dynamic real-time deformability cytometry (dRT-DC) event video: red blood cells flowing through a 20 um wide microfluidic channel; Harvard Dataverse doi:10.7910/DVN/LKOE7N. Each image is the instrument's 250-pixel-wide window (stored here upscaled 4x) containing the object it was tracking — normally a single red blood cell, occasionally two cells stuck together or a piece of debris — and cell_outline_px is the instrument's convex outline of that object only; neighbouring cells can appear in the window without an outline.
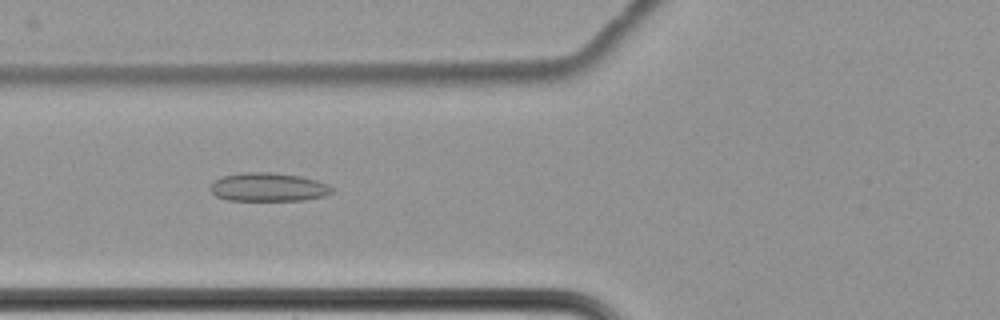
{"species": "common noctule bat (a hibernating species)", "species_latin": "Nyctalus noctula", "temperature_condition": "cold", "stored_images_in_passage": 64, "camera_frame_rate_fps": 3000, "um_per_image_px": 0.085, "animal": {"sex": "female", "body_mass_g": 22.7, "forearm_length_mm": 54.2}, "frame": {"image": 1, "passage_image": 28, "time_ms": 9.0, "image_size_px": [1000, 320], "cell_outline_px": [[332, 192], [324, 196], [304, 200], [228, 200], [216, 196], [208, 188], [212, 180], [220, 176], [240, 172], [276, 172], [300, 176], [316, 180], [328, 184], [332, 188]], "centroid_in_image_um": [22.74, 15.89], "position_along_channel_um": 103.1, "area_um2": 20.52}}
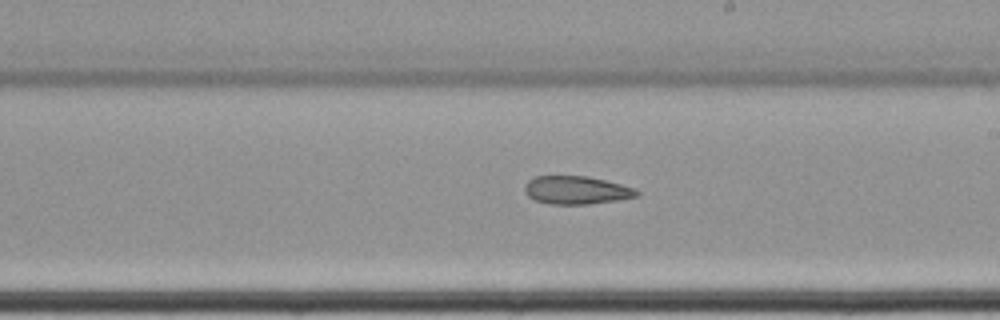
{"frame": {"image": 2, "passage_image": 40, "time_ms": 13.0, "image_size_px": [1000, 320], "cell_outline_px": [[640, 196], [616, 200], [588, 204], [552, 204], [536, 200], [528, 196], [524, 192], [524, 188], [528, 180], [536, 176], [588, 176], [636, 188], [640, 192]], "centroid_in_image_um": [49.01, 16.16], "position_along_channel_um": 240.0, "area_um2": 18.32}}
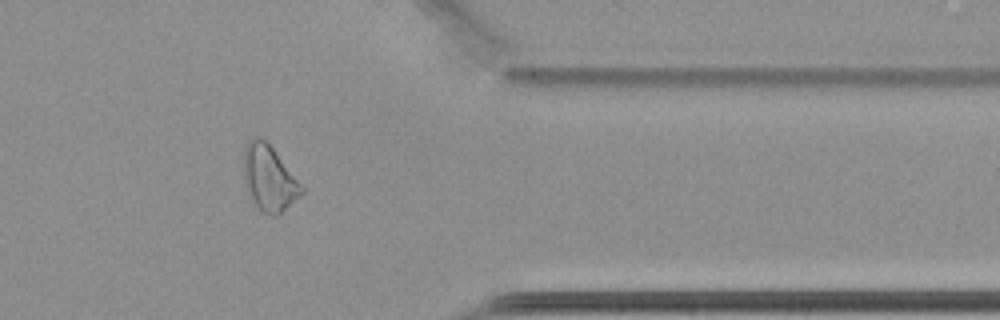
{"frame": {"image": 3, "passage_image": 54, "time_ms": 17.667, "image_size_px": [1000, 320], "cell_outline_px": [[304, 192], [280, 216], [272, 216], [260, 212], [248, 192], [244, 180], [244, 148], [248, 140], [256, 136], [260, 136], [272, 148], [304, 188]], "centroid_in_image_um": [22.87, 15.19], "position_along_channel_um": 388.5, "area_um2": 22.08}}